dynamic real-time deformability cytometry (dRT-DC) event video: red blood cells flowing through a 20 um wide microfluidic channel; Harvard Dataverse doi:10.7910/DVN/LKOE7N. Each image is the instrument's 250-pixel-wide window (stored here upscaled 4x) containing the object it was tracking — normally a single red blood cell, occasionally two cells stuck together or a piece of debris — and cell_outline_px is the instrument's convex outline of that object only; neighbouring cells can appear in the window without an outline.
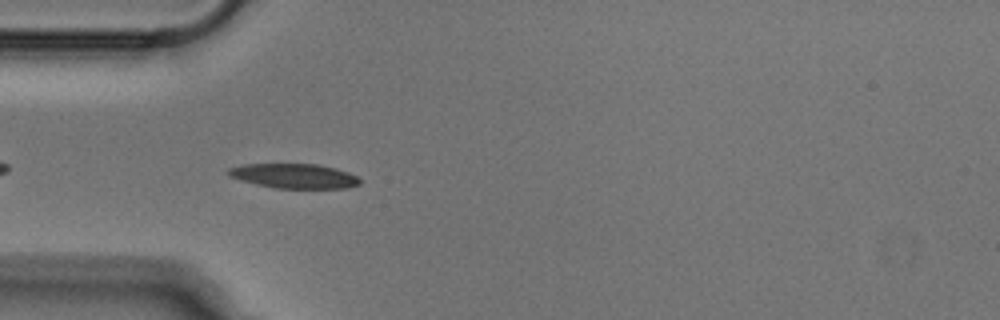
{"species": "Egyptian fruit bat (a non-hibernating species)", "species_latin": "Rousettus aegyptiacus", "temperature_condition": "cold", "stored_images_in_passage": 41, "camera_frame_rate_fps": 3000, "um_per_image_px": 0.085, "animal": {"sex": "male"}, "frame": {"image": 1, "passage_image": 4, "time_ms": 1.0, "image_size_px": [1000, 320], "cell_outline_px": [[360, 184], [348, 188], [276, 188], [256, 184], [240, 180], [228, 176], [228, 168], [244, 164], [316, 164], [336, 168], [348, 172], [356, 176], [360, 180]], "centroid_in_image_um": [25.0, 14.96], "position_along_channel_um": 60.0, "area_um2": 18.84}}
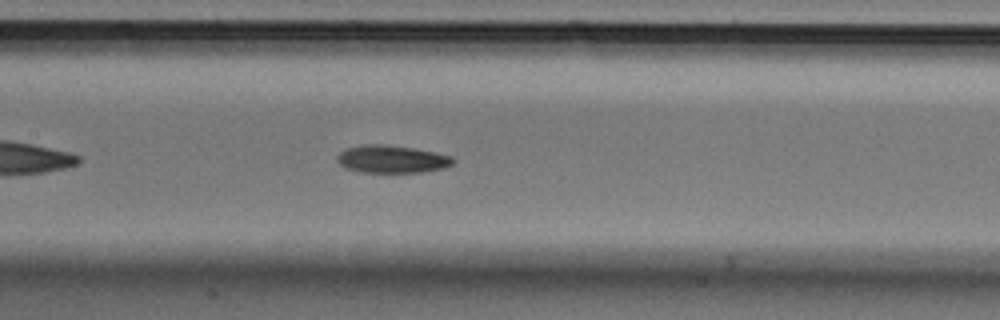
{"frame": {"image": 2, "passage_image": 13, "time_ms": 4.0, "image_size_px": [1000, 320], "cell_outline_px": [[456, 160], [452, 164], [444, 168], [420, 172], [360, 172], [344, 168], [336, 160], [336, 156], [344, 148], [364, 144], [384, 144], [412, 148], [436, 152], [452, 156]], "centroid_in_image_um": [33.27, 13.52], "position_along_channel_um": 174.1, "area_um2": 18.84}}
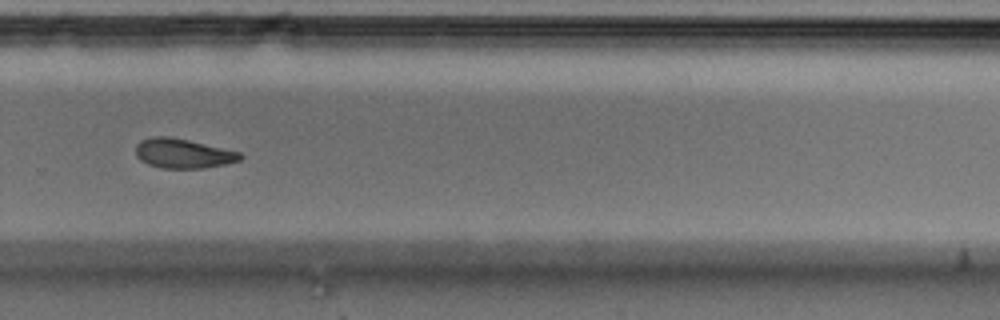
{"frame": {"image": 3, "passage_image": 24, "time_ms": 7.667, "image_size_px": [1000, 320], "cell_outline_px": [[244, 156], [240, 160], [224, 164], [204, 168], [160, 168], [148, 164], [140, 160], [136, 156], [136, 144], [140, 140], [152, 136], [168, 136], [188, 140], [240, 152]], "centroid_in_image_um": [15.52, 13.04], "position_along_channel_um": 314.3, "area_um2": 17.98}}